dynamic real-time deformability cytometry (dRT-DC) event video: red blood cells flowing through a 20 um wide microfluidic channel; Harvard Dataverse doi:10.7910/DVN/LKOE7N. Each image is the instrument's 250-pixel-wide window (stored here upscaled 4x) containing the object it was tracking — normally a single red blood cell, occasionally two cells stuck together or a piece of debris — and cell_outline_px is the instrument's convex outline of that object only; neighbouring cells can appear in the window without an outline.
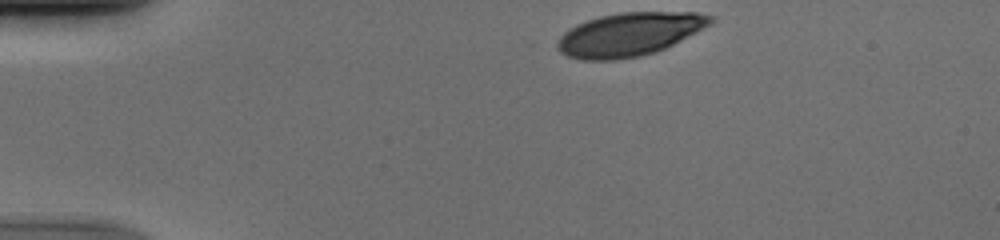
{"species": "human", "species_latin": "Homo sapiens", "temperature_condition": "cold", "stored_images_in_passage": 14, "camera_frame_rate_fps": 3000, "um_per_image_px": 0.085, "donor": {"sex": "male"}, "frame": {"image": 1, "passage_image": 1, "time_ms": 0.0, "image_size_px": [1000, 240], "cell_outline_px": [[716, 20], [712, 24], [656, 52], [640, 56], [616, 60], [584, 60], [568, 56], [560, 52], [556, 48], [556, 44], [560, 36], [568, 28], [576, 24], [600, 16], [620, 12], [696, 12], [716, 16]], "centroid_in_image_um": [53.5, 2.91], "position_along_channel_um": 31.5, "area_um2": 38.84}}
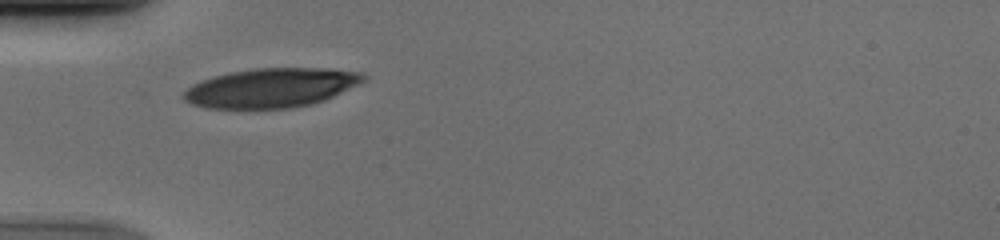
{"frame": {"image": 2, "passage_image": 8, "time_ms": 2.333, "image_size_px": [1000, 240], "cell_outline_px": [[368, 76], [364, 80], [324, 100], [312, 104], [292, 108], [204, 108], [192, 104], [184, 100], [184, 92], [192, 84], [212, 76], [228, 72], [252, 68], [328, 68], [364, 72]], "centroid_in_image_um": [23.03, 7.45], "position_along_channel_um": 62.0, "area_um2": 41.15}}
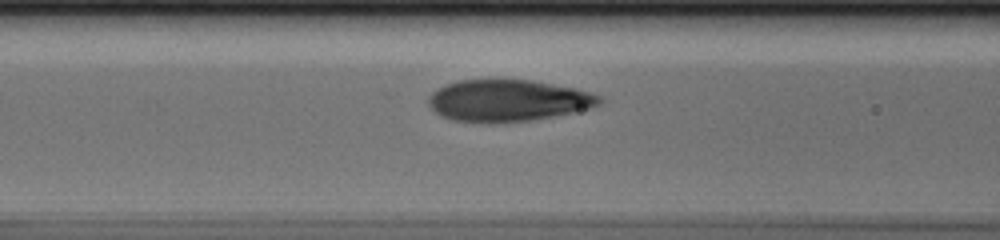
{"frame": {"image": 3, "passage_image": 13, "time_ms": 4.0, "image_size_px": [1000, 240], "cell_outline_px": [[604, 100], [600, 104], [588, 108], [572, 112], [532, 120], [452, 120], [436, 112], [428, 104], [428, 96], [432, 92], [444, 84], [460, 80], [500, 76], [532, 80], [576, 88], [600, 96]], "centroid_in_image_um": [43.16, 8.46], "position_along_channel_um": 123.4, "area_um2": 41.5}}